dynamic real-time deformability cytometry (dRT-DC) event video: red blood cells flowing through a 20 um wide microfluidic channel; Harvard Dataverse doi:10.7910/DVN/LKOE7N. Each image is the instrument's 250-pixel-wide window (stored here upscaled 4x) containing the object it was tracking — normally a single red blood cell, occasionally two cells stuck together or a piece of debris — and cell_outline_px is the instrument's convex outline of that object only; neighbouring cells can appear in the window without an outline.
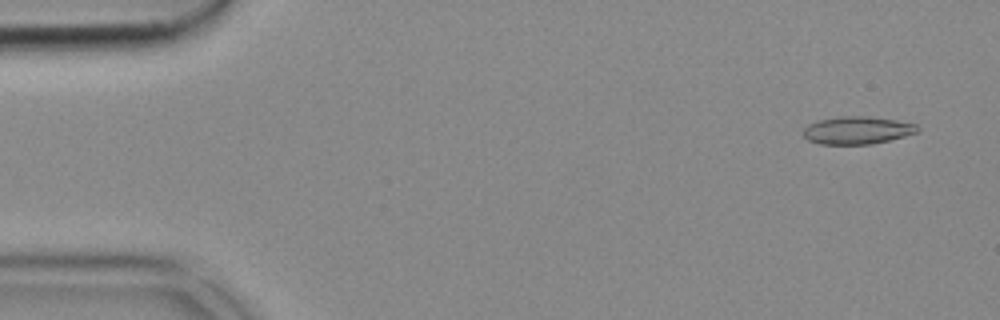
{"species": "common noctule bat (a hibernating species)", "species_latin": "Nyctalus noctula", "temperature_condition": "cold", "stored_images_in_passage": 52, "camera_frame_rate_fps": 3000, "um_per_image_px": 0.085, "animal": {"sex": "female", "body_mass_g": 18.4}, "frame": {"image": 1, "passage_image": 3, "time_ms": 0.667, "image_size_px": [1000, 320], "cell_outline_px": [[920, 128], [916, 132], [904, 136], [872, 144], [820, 144], [808, 140], [804, 136], [804, 128], [808, 124], [820, 120], [840, 116], [868, 116], [896, 120], [916, 124]], "centroid_in_image_um": [72.86, 11.07], "position_along_channel_um": 12.1, "area_um2": 18.26}}
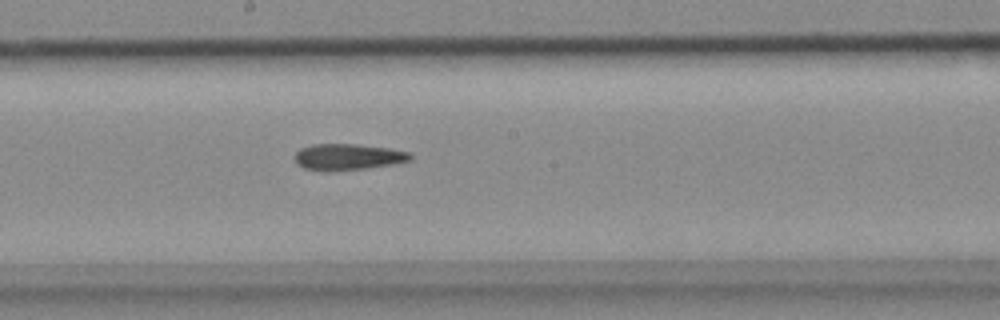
{"frame": {"image": 2, "passage_image": 28, "time_ms": 9.0, "image_size_px": [1000, 320], "cell_outline_px": [[412, 160], [396, 164], [368, 168], [332, 172], [320, 172], [304, 168], [296, 164], [296, 152], [300, 148], [312, 144], [356, 144], [388, 148], [412, 152]], "centroid_in_image_um": [29.59, 13.36], "position_along_channel_um": 218.6, "area_um2": 18.15}}
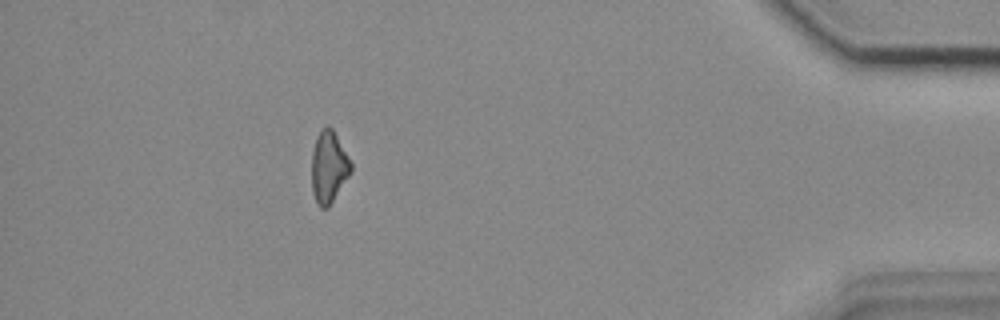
{"frame": {"image": 3, "passage_image": 47, "time_ms": 15.333, "image_size_px": [1000, 320], "cell_outline_px": [[352, 172], [328, 208], [320, 208], [316, 204], [312, 192], [312, 152], [316, 136], [328, 124], [332, 128], [352, 164]], "centroid_in_image_um": [27.94, 14.24], "position_along_channel_um": 407.3, "area_um2": 16.47}}